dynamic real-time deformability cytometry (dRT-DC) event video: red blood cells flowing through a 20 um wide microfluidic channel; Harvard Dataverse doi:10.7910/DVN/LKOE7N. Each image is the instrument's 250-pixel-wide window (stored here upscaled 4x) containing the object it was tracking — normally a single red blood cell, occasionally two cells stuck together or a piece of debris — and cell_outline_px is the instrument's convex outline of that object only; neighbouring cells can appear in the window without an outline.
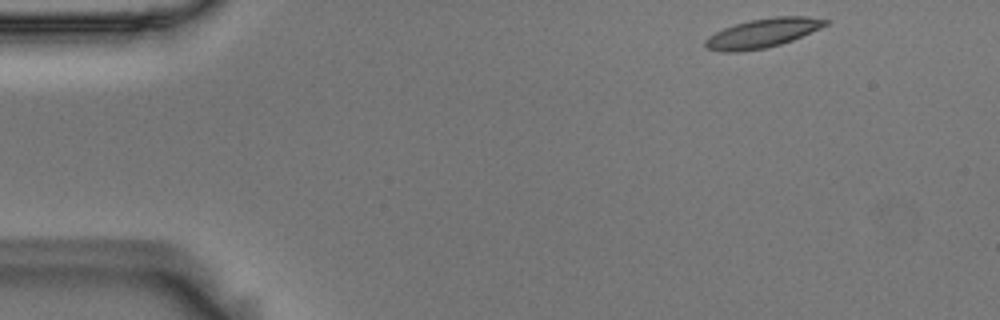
{"species": "Egyptian fruit bat (a non-hibernating species)", "species_latin": "Rousettus aegyptiacus", "temperature_condition": "room temperature", "stored_images_in_passage": 11, "camera_frame_rate_fps": 3000, "um_per_image_px": 0.085, "animal": {"sex": "male"}, "frame": {"image": 1, "passage_image": 1, "time_ms": 0.0, "image_size_px": [1000, 320], "cell_outline_px": [[828, 24], [820, 28], [792, 40], [780, 44], [764, 48], [740, 52], [720, 52], [704, 48], [704, 40], [708, 36], [724, 28], [748, 20], [772, 16], [804, 16], [828, 20]], "centroid_in_image_um": [64.76, 2.82], "position_along_channel_um": 20.2, "area_um2": 20.4}}